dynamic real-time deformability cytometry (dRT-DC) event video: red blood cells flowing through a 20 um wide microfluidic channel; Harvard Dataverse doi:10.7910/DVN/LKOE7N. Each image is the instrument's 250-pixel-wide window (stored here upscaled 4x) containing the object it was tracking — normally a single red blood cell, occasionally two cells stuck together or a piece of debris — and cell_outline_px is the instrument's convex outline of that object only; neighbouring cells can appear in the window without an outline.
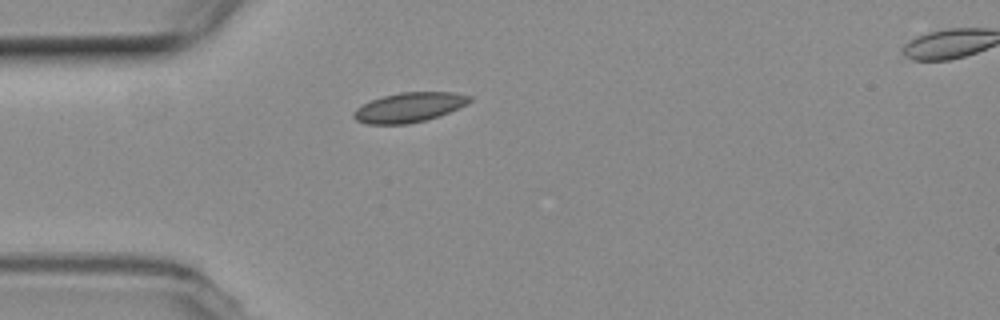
{"species": "common noctule bat (a hibernating species)", "species_latin": "Nyctalus noctula", "temperature_condition": "room temperature", "stored_images_in_passage": 4, "camera_frame_rate_fps": 3000, "um_per_image_px": 0.085, "animal": {"sex": "female", "body_mass_g": 19.3, "forearm_length_mm": 54.1}, "frame": {"image": 1, "passage_image": 4, "time_ms": 1.0, "image_size_px": [1000, 320], "cell_outline_px": [[472, 100], [468, 104], [440, 116], [408, 124], [368, 124], [356, 120], [352, 116], [352, 112], [356, 108], [372, 100], [384, 96], [400, 92], [452, 92], [472, 96]], "centroid_in_image_um": [34.8, 9.12], "position_along_channel_um": 50.2, "area_um2": 20.06}}